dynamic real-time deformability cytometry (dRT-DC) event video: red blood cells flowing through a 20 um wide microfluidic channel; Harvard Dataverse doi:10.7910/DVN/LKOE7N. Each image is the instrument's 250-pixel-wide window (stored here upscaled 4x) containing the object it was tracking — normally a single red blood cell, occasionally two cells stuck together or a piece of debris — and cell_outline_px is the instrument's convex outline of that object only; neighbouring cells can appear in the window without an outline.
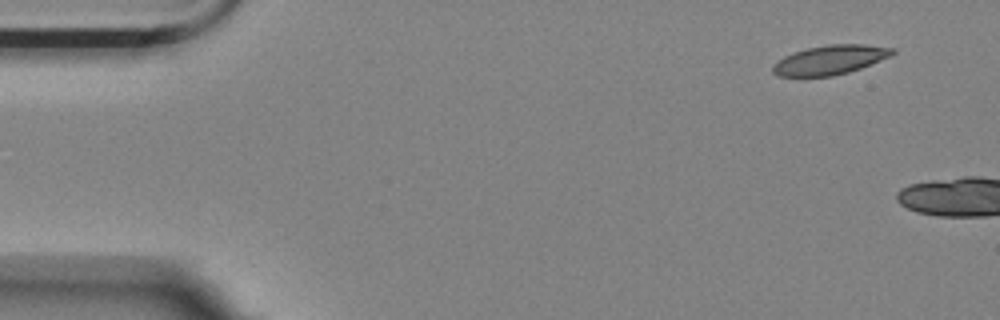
{"species": "Egyptian fruit bat (a non-hibernating species)", "species_latin": "Rousettus aegyptiacus", "temperature_condition": "room temperature", "stored_images_in_passage": 3, "segment_of_instrument_passage": [2, 2], "camera_frame_rate_fps": 3000, "um_per_image_px": 0.085, "animal": {"sex": "female"}, "frame": {"image": 1, "passage_image": 3, "time_ms": 2.333, "image_size_px": [1000, 320], "cell_outline_px": [[896, 52], [892, 56], [860, 68], [848, 72], [832, 76], [776, 76], [772, 72], [772, 64], [784, 56], [808, 48], [828, 44], [864, 44], [896, 48]], "centroid_in_image_um": [70.58, 5.08], "position_along_channel_um": 14.4, "area_um2": 20.46}}